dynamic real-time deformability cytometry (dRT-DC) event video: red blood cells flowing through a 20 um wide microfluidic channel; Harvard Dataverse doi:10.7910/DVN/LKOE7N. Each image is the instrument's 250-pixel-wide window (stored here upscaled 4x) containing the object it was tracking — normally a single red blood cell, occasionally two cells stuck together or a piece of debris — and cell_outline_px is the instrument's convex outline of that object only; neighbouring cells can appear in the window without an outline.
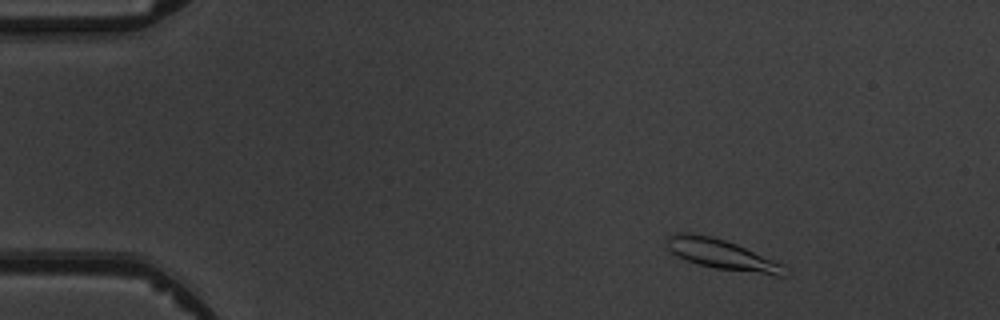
{"species": "common noctule bat (a hibernating species)", "species_latin": "Nyctalus noctula", "temperature_condition": "warm", "stored_images_in_passage": 4, "camera_frame_rate_fps": 3000, "um_per_image_px": 0.085, "animal": {"sex": "male", "body_mass_g": 19.5, "forearm_length_mm": 54.6}, "frame": {"image": 1, "passage_image": 2, "time_ms": 1.0, "image_size_px": [1000, 320], "cell_outline_px": [[784, 276], [776, 276], [716, 268], [700, 264], [676, 256], [668, 248], [668, 236], [676, 232], [692, 232], [712, 236], [736, 244], [784, 264]], "centroid_in_image_um": [61.35, 21.61], "position_along_channel_um": 23.7, "area_um2": 20.4}}